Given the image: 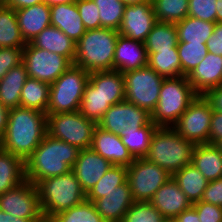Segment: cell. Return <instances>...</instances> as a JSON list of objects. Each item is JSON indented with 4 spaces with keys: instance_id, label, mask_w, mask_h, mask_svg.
Returning a JSON list of instances; mask_svg holds the SVG:
<instances>
[{
    "instance_id": "obj_56",
    "label": "cell",
    "mask_w": 222,
    "mask_h": 222,
    "mask_svg": "<svg viewBox=\"0 0 222 222\" xmlns=\"http://www.w3.org/2000/svg\"><path fill=\"white\" fill-rule=\"evenodd\" d=\"M77 0H44L49 7L56 5V4H71L76 3Z\"/></svg>"
},
{
    "instance_id": "obj_27",
    "label": "cell",
    "mask_w": 222,
    "mask_h": 222,
    "mask_svg": "<svg viewBox=\"0 0 222 222\" xmlns=\"http://www.w3.org/2000/svg\"><path fill=\"white\" fill-rule=\"evenodd\" d=\"M26 181L25 161L0 148V195Z\"/></svg>"
},
{
    "instance_id": "obj_15",
    "label": "cell",
    "mask_w": 222,
    "mask_h": 222,
    "mask_svg": "<svg viewBox=\"0 0 222 222\" xmlns=\"http://www.w3.org/2000/svg\"><path fill=\"white\" fill-rule=\"evenodd\" d=\"M156 22L152 3L125 6L118 32L122 36L144 43Z\"/></svg>"
},
{
    "instance_id": "obj_20",
    "label": "cell",
    "mask_w": 222,
    "mask_h": 222,
    "mask_svg": "<svg viewBox=\"0 0 222 222\" xmlns=\"http://www.w3.org/2000/svg\"><path fill=\"white\" fill-rule=\"evenodd\" d=\"M148 65V55L143 42L119 34L114 52L113 70L121 73Z\"/></svg>"
},
{
    "instance_id": "obj_57",
    "label": "cell",
    "mask_w": 222,
    "mask_h": 222,
    "mask_svg": "<svg viewBox=\"0 0 222 222\" xmlns=\"http://www.w3.org/2000/svg\"><path fill=\"white\" fill-rule=\"evenodd\" d=\"M32 222H56V220L53 216L42 214L39 218L33 220Z\"/></svg>"
},
{
    "instance_id": "obj_26",
    "label": "cell",
    "mask_w": 222,
    "mask_h": 222,
    "mask_svg": "<svg viewBox=\"0 0 222 222\" xmlns=\"http://www.w3.org/2000/svg\"><path fill=\"white\" fill-rule=\"evenodd\" d=\"M192 164L208 181L222 177V152L213 144H196Z\"/></svg>"
},
{
    "instance_id": "obj_32",
    "label": "cell",
    "mask_w": 222,
    "mask_h": 222,
    "mask_svg": "<svg viewBox=\"0 0 222 222\" xmlns=\"http://www.w3.org/2000/svg\"><path fill=\"white\" fill-rule=\"evenodd\" d=\"M26 44L18 26L16 11L0 2V48H24Z\"/></svg>"
},
{
    "instance_id": "obj_24",
    "label": "cell",
    "mask_w": 222,
    "mask_h": 222,
    "mask_svg": "<svg viewBox=\"0 0 222 222\" xmlns=\"http://www.w3.org/2000/svg\"><path fill=\"white\" fill-rule=\"evenodd\" d=\"M30 43L37 48L64 56L72 64L74 62L76 43L57 27L45 28Z\"/></svg>"
},
{
    "instance_id": "obj_22",
    "label": "cell",
    "mask_w": 222,
    "mask_h": 222,
    "mask_svg": "<svg viewBox=\"0 0 222 222\" xmlns=\"http://www.w3.org/2000/svg\"><path fill=\"white\" fill-rule=\"evenodd\" d=\"M15 11L21 35L26 43L51 26L50 7L44 2Z\"/></svg>"
},
{
    "instance_id": "obj_55",
    "label": "cell",
    "mask_w": 222,
    "mask_h": 222,
    "mask_svg": "<svg viewBox=\"0 0 222 222\" xmlns=\"http://www.w3.org/2000/svg\"><path fill=\"white\" fill-rule=\"evenodd\" d=\"M125 6L140 5L144 3H152V0H120Z\"/></svg>"
},
{
    "instance_id": "obj_45",
    "label": "cell",
    "mask_w": 222,
    "mask_h": 222,
    "mask_svg": "<svg viewBox=\"0 0 222 222\" xmlns=\"http://www.w3.org/2000/svg\"><path fill=\"white\" fill-rule=\"evenodd\" d=\"M23 48H0V80L13 67L22 63Z\"/></svg>"
},
{
    "instance_id": "obj_19",
    "label": "cell",
    "mask_w": 222,
    "mask_h": 222,
    "mask_svg": "<svg viewBox=\"0 0 222 222\" xmlns=\"http://www.w3.org/2000/svg\"><path fill=\"white\" fill-rule=\"evenodd\" d=\"M134 202L128 181H126L111 193L94 200L93 204L106 222H122Z\"/></svg>"
},
{
    "instance_id": "obj_39",
    "label": "cell",
    "mask_w": 222,
    "mask_h": 222,
    "mask_svg": "<svg viewBox=\"0 0 222 222\" xmlns=\"http://www.w3.org/2000/svg\"><path fill=\"white\" fill-rule=\"evenodd\" d=\"M99 9L100 28L119 30L125 5L120 0H93Z\"/></svg>"
},
{
    "instance_id": "obj_52",
    "label": "cell",
    "mask_w": 222,
    "mask_h": 222,
    "mask_svg": "<svg viewBox=\"0 0 222 222\" xmlns=\"http://www.w3.org/2000/svg\"><path fill=\"white\" fill-rule=\"evenodd\" d=\"M173 222H200V218L196 210L191 206L174 218Z\"/></svg>"
},
{
    "instance_id": "obj_42",
    "label": "cell",
    "mask_w": 222,
    "mask_h": 222,
    "mask_svg": "<svg viewBox=\"0 0 222 222\" xmlns=\"http://www.w3.org/2000/svg\"><path fill=\"white\" fill-rule=\"evenodd\" d=\"M171 219H163L160 212L150 203L135 201L126 212L122 222H172Z\"/></svg>"
},
{
    "instance_id": "obj_58",
    "label": "cell",
    "mask_w": 222,
    "mask_h": 222,
    "mask_svg": "<svg viewBox=\"0 0 222 222\" xmlns=\"http://www.w3.org/2000/svg\"><path fill=\"white\" fill-rule=\"evenodd\" d=\"M216 10H217V22H222V0H217Z\"/></svg>"
},
{
    "instance_id": "obj_10",
    "label": "cell",
    "mask_w": 222,
    "mask_h": 222,
    "mask_svg": "<svg viewBox=\"0 0 222 222\" xmlns=\"http://www.w3.org/2000/svg\"><path fill=\"white\" fill-rule=\"evenodd\" d=\"M127 168V181L134 201L149 202L172 175L146 158H135Z\"/></svg>"
},
{
    "instance_id": "obj_51",
    "label": "cell",
    "mask_w": 222,
    "mask_h": 222,
    "mask_svg": "<svg viewBox=\"0 0 222 222\" xmlns=\"http://www.w3.org/2000/svg\"><path fill=\"white\" fill-rule=\"evenodd\" d=\"M0 2L7 7L18 10L21 8L33 6L38 3H42L44 2V0H0Z\"/></svg>"
},
{
    "instance_id": "obj_30",
    "label": "cell",
    "mask_w": 222,
    "mask_h": 222,
    "mask_svg": "<svg viewBox=\"0 0 222 222\" xmlns=\"http://www.w3.org/2000/svg\"><path fill=\"white\" fill-rule=\"evenodd\" d=\"M157 126L150 121L143 127H129L120 132V138L134 158H145Z\"/></svg>"
},
{
    "instance_id": "obj_21",
    "label": "cell",
    "mask_w": 222,
    "mask_h": 222,
    "mask_svg": "<svg viewBox=\"0 0 222 222\" xmlns=\"http://www.w3.org/2000/svg\"><path fill=\"white\" fill-rule=\"evenodd\" d=\"M188 81L198 95L222 84V56L208 52L189 73Z\"/></svg>"
},
{
    "instance_id": "obj_17",
    "label": "cell",
    "mask_w": 222,
    "mask_h": 222,
    "mask_svg": "<svg viewBox=\"0 0 222 222\" xmlns=\"http://www.w3.org/2000/svg\"><path fill=\"white\" fill-rule=\"evenodd\" d=\"M149 202L160 212L163 219L171 220L192 206L172 177L155 192Z\"/></svg>"
},
{
    "instance_id": "obj_13",
    "label": "cell",
    "mask_w": 222,
    "mask_h": 222,
    "mask_svg": "<svg viewBox=\"0 0 222 222\" xmlns=\"http://www.w3.org/2000/svg\"><path fill=\"white\" fill-rule=\"evenodd\" d=\"M0 210L23 219H37L43 213L39 194L28 180L0 195Z\"/></svg>"
},
{
    "instance_id": "obj_1",
    "label": "cell",
    "mask_w": 222,
    "mask_h": 222,
    "mask_svg": "<svg viewBox=\"0 0 222 222\" xmlns=\"http://www.w3.org/2000/svg\"><path fill=\"white\" fill-rule=\"evenodd\" d=\"M46 127V113L23 107L12 108L5 134L0 138V148L25 161L47 134Z\"/></svg>"
},
{
    "instance_id": "obj_5",
    "label": "cell",
    "mask_w": 222,
    "mask_h": 222,
    "mask_svg": "<svg viewBox=\"0 0 222 222\" xmlns=\"http://www.w3.org/2000/svg\"><path fill=\"white\" fill-rule=\"evenodd\" d=\"M35 186L44 215L55 216L86 200V193L72 170L64 175L45 178Z\"/></svg>"
},
{
    "instance_id": "obj_25",
    "label": "cell",
    "mask_w": 222,
    "mask_h": 222,
    "mask_svg": "<svg viewBox=\"0 0 222 222\" xmlns=\"http://www.w3.org/2000/svg\"><path fill=\"white\" fill-rule=\"evenodd\" d=\"M89 81L111 106L125 101L123 73L116 70L92 72Z\"/></svg>"
},
{
    "instance_id": "obj_2",
    "label": "cell",
    "mask_w": 222,
    "mask_h": 222,
    "mask_svg": "<svg viewBox=\"0 0 222 222\" xmlns=\"http://www.w3.org/2000/svg\"><path fill=\"white\" fill-rule=\"evenodd\" d=\"M79 149L46 134L34 152L25 160L26 180L36 185L39 181L67 174L71 171Z\"/></svg>"
},
{
    "instance_id": "obj_28",
    "label": "cell",
    "mask_w": 222,
    "mask_h": 222,
    "mask_svg": "<svg viewBox=\"0 0 222 222\" xmlns=\"http://www.w3.org/2000/svg\"><path fill=\"white\" fill-rule=\"evenodd\" d=\"M28 74L23 63L10 69L0 80V102L9 109L20 107V95Z\"/></svg>"
},
{
    "instance_id": "obj_35",
    "label": "cell",
    "mask_w": 222,
    "mask_h": 222,
    "mask_svg": "<svg viewBox=\"0 0 222 222\" xmlns=\"http://www.w3.org/2000/svg\"><path fill=\"white\" fill-rule=\"evenodd\" d=\"M148 66L164 78L183 76L177 46L170 50L147 53Z\"/></svg>"
},
{
    "instance_id": "obj_37",
    "label": "cell",
    "mask_w": 222,
    "mask_h": 222,
    "mask_svg": "<svg viewBox=\"0 0 222 222\" xmlns=\"http://www.w3.org/2000/svg\"><path fill=\"white\" fill-rule=\"evenodd\" d=\"M127 181V168L120 165H112L101 177L93 188L86 194V200L93 202L105 194L116 190V187Z\"/></svg>"
},
{
    "instance_id": "obj_48",
    "label": "cell",
    "mask_w": 222,
    "mask_h": 222,
    "mask_svg": "<svg viewBox=\"0 0 222 222\" xmlns=\"http://www.w3.org/2000/svg\"><path fill=\"white\" fill-rule=\"evenodd\" d=\"M208 52L222 56V22H216L211 37L207 40Z\"/></svg>"
},
{
    "instance_id": "obj_16",
    "label": "cell",
    "mask_w": 222,
    "mask_h": 222,
    "mask_svg": "<svg viewBox=\"0 0 222 222\" xmlns=\"http://www.w3.org/2000/svg\"><path fill=\"white\" fill-rule=\"evenodd\" d=\"M112 165L101 155L88 148L79 151L78 158L71 170L87 194Z\"/></svg>"
},
{
    "instance_id": "obj_33",
    "label": "cell",
    "mask_w": 222,
    "mask_h": 222,
    "mask_svg": "<svg viewBox=\"0 0 222 222\" xmlns=\"http://www.w3.org/2000/svg\"><path fill=\"white\" fill-rule=\"evenodd\" d=\"M178 44L177 28L174 23L157 21L144 42L147 53L170 50Z\"/></svg>"
},
{
    "instance_id": "obj_12",
    "label": "cell",
    "mask_w": 222,
    "mask_h": 222,
    "mask_svg": "<svg viewBox=\"0 0 222 222\" xmlns=\"http://www.w3.org/2000/svg\"><path fill=\"white\" fill-rule=\"evenodd\" d=\"M22 63L28 77L50 85L72 65L66 57L37 48L30 42L23 48Z\"/></svg>"
},
{
    "instance_id": "obj_38",
    "label": "cell",
    "mask_w": 222,
    "mask_h": 222,
    "mask_svg": "<svg viewBox=\"0 0 222 222\" xmlns=\"http://www.w3.org/2000/svg\"><path fill=\"white\" fill-rule=\"evenodd\" d=\"M156 20L178 23L188 16L189 0H152Z\"/></svg>"
},
{
    "instance_id": "obj_34",
    "label": "cell",
    "mask_w": 222,
    "mask_h": 222,
    "mask_svg": "<svg viewBox=\"0 0 222 222\" xmlns=\"http://www.w3.org/2000/svg\"><path fill=\"white\" fill-rule=\"evenodd\" d=\"M50 84L28 77L20 95V107L47 112Z\"/></svg>"
},
{
    "instance_id": "obj_49",
    "label": "cell",
    "mask_w": 222,
    "mask_h": 222,
    "mask_svg": "<svg viewBox=\"0 0 222 222\" xmlns=\"http://www.w3.org/2000/svg\"><path fill=\"white\" fill-rule=\"evenodd\" d=\"M222 139V113L213 111L210 122L209 144L215 145Z\"/></svg>"
},
{
    "instance_id": "obj_23",
    "label": "cell",
    "mask_w": 222,
    "mask_h": 222,
    "mask_svg": "<svg viewBox=\"0 0 222 222\" xmlns=\"http://www.w3.org/2000/svg\"><path fill=\"white\" fill-rule=\"evenodd\" d=\"M51 26L60 29L75 43L84 35L86 29L75 3L50 6Z\"/></svg>"
},
{
    "instance_id": "obj_31",
    "label": "cell",
    "mask_w": 222,
    "mask_h": 222,
    "mask_svg": "<svg viewBox=\"0 0 222 222\" xmlns=\"http://www.w3.org/2000/svg\"><path fill=\"white\" fill-rule=\"evenodd\" d=\"M215 24L214 22L187 16L184 20L175 24L178 42L206 44L213 33Z\"/></svg>"
},
{
    "instance_id": "obj_11",
    "label": "cell",
    "mask_w": 222,
    "mask_h": 222,
    "mask_svg": "<svg viewBox=\"0 0 222 222\" xmlns=\"http://www.w3.org/2000/svg\"><path fill=\"white\" fill-rule=\"evenodd\" d=\"M212 113L210 102L204 95H198L172 128L183 138L195 144H209Z\"/></svg>"
},
{
    "instance_id": "obj_36",
    "label": "cell",
    "mask_w": 222,
    "mask_h": 222,
    "mask_svg": "<svg viewBox=\"0 0 222 222\" xmlns=\"http://www.w3.org/2000/svg\"><path fill=\"white\" fill-rule=\"evenodd\" d=\"M110 106L98 89L88 81L84 89L79 112L88 120L98 123Z\"/></svg>"
},
{
    "instance_id": "obj_4",
    "label": "cell",
    "mask_w": 222,
    "mask_h": 222,
    "mask_svg": "<svg viewBox=\"0 0 222 222\" xmlns=\"http://www.w3.org/2000/svg\"><path fill=\"white\" fill-rule=\"evenodd\" d=\"M196 144L183 138L172 127H157L145 158L173 175L192 163Z\"/></svg>"
},
{
    "instance_id": "obj_47",
    "label": "cell",
    "mask_w": 222,
    "mask_h": 222,
    "mask_svg": "<svg viewBox=\"0 0 222 222\" xmlns=\"http://www.w3.org/2000/svg\"><path fill=\"white\" fill-rule=\"evenodd\" d=\"M201 201L222 207V177L208 182Z\"/></svg>"
},
{
    "instance_id": "obj_8",
    "label": "cell",
    "mask_w": 222,
    "mask_h": 222,
    "mask_svg": "<svg viewBox=\"0 0 222 222\" xmlns=\"http://www.w3.org/2000/svg\"><path fill=\"white\" fill-rule=\"evenodd\" d=\"M97 123L88 120L79 110L47 114V134L79 150L91 147Z\"/></svg>"
},
{
    "instance_id": "obj_18",
    "label": "cell",
    "mask_w": 222,
    "mask_h": 222,
    "mask_svg": "<svg viewBox=\"0 0 222 222\" xmlns=\"http://www.w3.org/2000/svg\"><path fill=\"white\" fill-rule=\"evenodd\" d=\"M90 148L113 165L128 167L135 160L119 135L98 126L95 128Z\"/></svg>"
},
{
    "instance_id": "obj_7",
    "label": "cell",
    "mask_w": 222,
    "mask_h": 222,
    "mask_svg": "<svg viewBox=\"0 0 222 222\" xmlns=\"http://www.w3.org/2000/svg\"><path fill=\"white\" fill-rule=\"evenodd\" d=\"M89 75L88 71L72 64L50 85L46 114L79 110Z\"/></svg>"
},
{
    "instance_id": "obj_46",
    "label": "cell",
    "mask_w": 222,
    "mask_h": 222,
    "mask_svg": "<svg viewBox=\"0 0 222 222\" xmlns=\"http://www.w3.org/2000/svg\"><path fill=\"white\" fill-rule=\"evenodd\" d=\"M198 213L200 222H222V207L199 201L192 204Z\"/></svg>"
},
{
    "instance_id": "obj_43",
    "label": "cell",
    "mask_w": 222,
    "mask_h": 222,
    "mask_svg": "<svg viewBox=\"0 0 222 222\" xmlns=\"http://www.w3.org/2000/svg\"><path fill=\"white\" fill-rule=\"evenodd\" d=\"M216 3L217 0H189L188 16L216 23Z\"/></svg>"
},
{
    "instance_id": "obj_53",
    "label": "cell",
    "mask_w": 222,
    "mask_h": 222,
    "mask_svg": "<svg viewBox=\"0 0 222 222\" xmlns=\"http://www.w3.org/2000/svg\"><path fill=\"white\" fill-rule=\"evenodd\" d=\"M9 110H10L9 108L4 106L0 102V138L5 134V131H6Z\"/></svg>"
},
{
    "instance_id": "obj_9",
    "label": "cell",
    "mask_w": 222,
    "mask_h": 222,
    "mask_svg": "<svg viewBox=\"0 0 222 222\" xmlns=\"http://www.w3.org/2000/svg\"><path fill=\"white\" fill-rule=\"evenodd\" d=\"M125 101L147 110L150 114L159 101V92L164 77L148 65L123 73Z\"/></svg>"
},
{
    "instance_id": "obj_29",
    "label": "cell",
    "mask_w": 222,
    "mask_h": 222,
    "mask_svg": "<svg viewBox=\"0 0 222 222\" xmlns=\"http://www.w3.org/2000/svg\"><path fill=\"white\" fill-rule=\"evenodd\" d=\"M172 178L185 193L191 204L201 201L209 182L192 163L177 171L172 175Z\"/></svg>"
},
{
    "instance_id": "obj_54",
    "label": "cell",
    "mask_w": 222,
    "mask_h": 222,
    "mask_svg": "<svg viewBox=\"0 0 222 222\" xmlns=\"http://www.w3.org/2000/svg\"><path fill=\"white\" fill-rule=\"evenodd\" d=\"M35 219H23L0 210V222H32Z\"/></svg>"
},
{
    "instance_id": "obj_59",
    "label": "cell",
    "mask_w": 222,
    "mask_h": 222,
    "mask_svg": "<svg viewBox=\"0 0 222 222\" xmlns=\"http://www.w3.org/2000/svg\"><path fill=\"white\" fill-rule=\"evenodd\" d=\"M215 146L222 152V139L219 140V141L215 144Z\"/></svg>"
},
{
    "instance_id": "obj_3",
    "label": "cell",
    "mask_w": 222,
    "mask_h": 222,
    "mask_svg": "<svg viewBox=\"0 0 222 222\" xmlns=\"http://www.w3.org/2000/svg\"><path fill=\"white\" fill-rule=\"evenodd\" d=\"M119 32L109 28L86 30L76 43L73 65L89 73L113 70Z\"/></svg>"
},
{
    "instance_id": "obj_50",
    "label": "cell",
    "mask_w": 222,
    "mask_h": 222,
    "mask_svg": "<svg viewBox=\"0 0 222 222\" xmlns=\"http://www.w3.org/2000/svg\"><path fill=\"white\" fill-rule=\"evenodd\" d=\"M204 97L210 102L213 111L222 113V84L208 90Z\"/></svg>"
},
{
    "instance_id": "obj_41",
    "label": "cell",
    "mask_w": 222,
    "mask_h": 222,
    "mask_svg": "<svg viewBox=\"0 0 222 222\" xmlns=\"http://www.w3.org/2000/svg\"><path fill=\"white\" fill-rule=\"evenodd\" d=\"M177 50L181 62L183 76L189 73L203 60L208 54L206 44L178 42Z\"/></svg>"
},
{
    "instance_id": "obj_14",
    "label": "cell",
    "mask_w": 222,
    "mask_h": 222,
    "mask_svg": "<svg viewBox=\"0 0 222 222\" xmlns=\"http://www.w3.org/2000/svg\"><path fill=\"white\" fill-rule=\"evenodd\" d=\"M151 121V114L135 104L123 101L110 106L104 113L97 126L101 129L120 135L123 129L143 127Z\"/></svg>"
},
{
    "instance_id": "obj_40",
    "label": "cell",
    "mask_w": 222,
    "mask_h": 222,
    "mask_svg": "<svg viewBox=\"0 0 222 222\" xmlns=\"http://www.w3.org/2000/svg\"><path fill=\"white\" fill-rule=\"evenodd\" d=\"M53 217L56 222H106L97 212L93 202L88 200Z\"/></svg>"
},
{
    "instance_id": "obj_6",
    "label": "cell",
    "mask_w": 222,
    "mask_h": 222,
    "mask_svg": "<svg viewBox=\"0 0 222 222\" xmlns=\"http://www.w3.org/2000/svg\"><path fill=\"white\" fill-rule=\"evenodd\" d=\"M197 96L187 76L164 78L151 121L157 127H172Z\"/></svg>"
},
{
    "instance_id": "obj_44",
    "label": "cell",
    "mask_w": 222,
    "mask_h": 222,
    "mask_svg": "<svg viewBox=\"0 0 222 222\" xmlns=\"http://www.w3.org/2000/svg\"><path fill=\"white\" fill-rule=\"evenodd\" d=\"M76 6L86 30L100 28L99 9L93 0H77Z\"/></svg>"
}]
</instances>
